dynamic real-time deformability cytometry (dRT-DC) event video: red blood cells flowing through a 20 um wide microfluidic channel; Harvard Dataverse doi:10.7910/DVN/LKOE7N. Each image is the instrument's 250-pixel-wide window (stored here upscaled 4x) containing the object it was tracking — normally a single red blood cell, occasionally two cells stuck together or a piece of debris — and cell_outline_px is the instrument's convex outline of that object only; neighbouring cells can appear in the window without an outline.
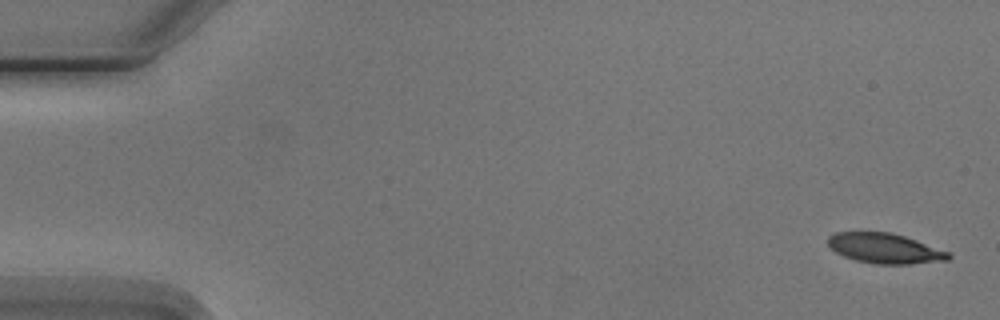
{"species": "Egyptian fruit bat (a non-hibernating species)", "species_latin": "Rousettus aegyptiacus", "temperature_condition": "cold", "stored_images_in_passage": 5, "camera_frame_rate_fps": 3000, "um_per_image_px": 0.085, "animal": {"sex": "male"}, "frame": {"image": 1, "passage_image": 1, "time_ms": 0.0, "image_size_px": [1000, 320], "cell_outline_px": [[952, 256], [948, 260], [912, 264], [876, 264], [856, 260], [844, 256], [836, 252], [828, 244], [828, 236], [836, 232], [892, 232], [952, 252]], "centroid_in_image_um": [75.26, 21.11], "position_along_channel_um": 9.7, "area_um2": 21.21}}
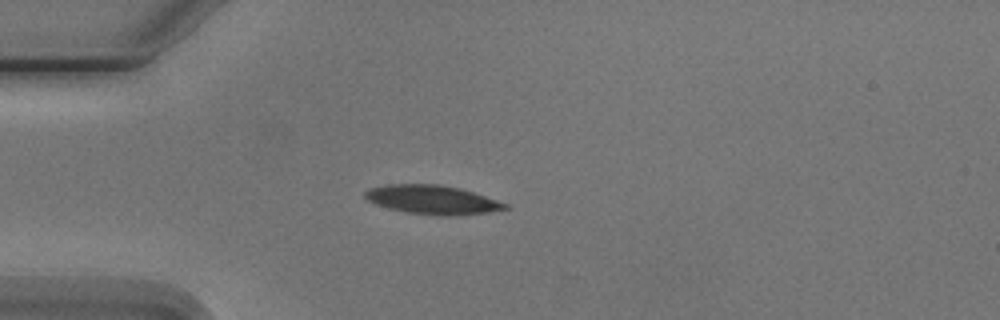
{"frame": {"image": 2, "passage_image": 4, "time_ms": 4.333, "image_size_px": [1000, 320], "cell_outline_px": [[508, 208], [488, 212], [452, 216], [436, 216], [408, 212], [388, 208], [376, 204], [368, 200], [364, 196], [364, 192], [368, 188], [388, 184], [436, 184], [460, 188], [508, 204]], "centroid_in_image_um": [36.71, 16.98], "position_along_channel_um": 48.3, "area_um2": 23.47}}